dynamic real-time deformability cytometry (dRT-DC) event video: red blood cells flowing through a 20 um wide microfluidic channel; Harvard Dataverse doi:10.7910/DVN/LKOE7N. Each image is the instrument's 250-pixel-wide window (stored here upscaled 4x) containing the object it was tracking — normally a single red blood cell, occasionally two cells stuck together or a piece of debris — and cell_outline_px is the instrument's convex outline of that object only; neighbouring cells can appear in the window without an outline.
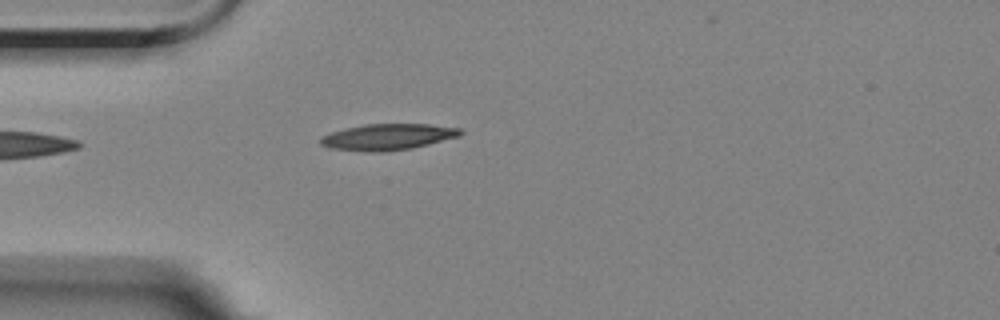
{"species": "Egyptian fruit bat (a non-hibernating species)", "species_latin": "Rousettus aegyptiacus", "temperature_condition": "room temperature", "stored_images_in_passage": 3, "camera_frame_rate_fps": 3000, "um_per_image_px": 0.085, "animal": {"sex": "female"}, "frame": {"image": 1, "passage_image": 3, "time_ms": 3.333, "image_size_px": [1000, 320], "cell_outline_px": [[464, 132], [460, 136], [412, 148], [384, 152], [364, 152], [328, 148], [320, 144], [320, 136], [344, 128], [364, 124], [428, 124], [460, 128]], "centroid_in_image_um": [32.93, 11.64], "position_along_channel_um": 52.1, "area_um2": 21.56}}